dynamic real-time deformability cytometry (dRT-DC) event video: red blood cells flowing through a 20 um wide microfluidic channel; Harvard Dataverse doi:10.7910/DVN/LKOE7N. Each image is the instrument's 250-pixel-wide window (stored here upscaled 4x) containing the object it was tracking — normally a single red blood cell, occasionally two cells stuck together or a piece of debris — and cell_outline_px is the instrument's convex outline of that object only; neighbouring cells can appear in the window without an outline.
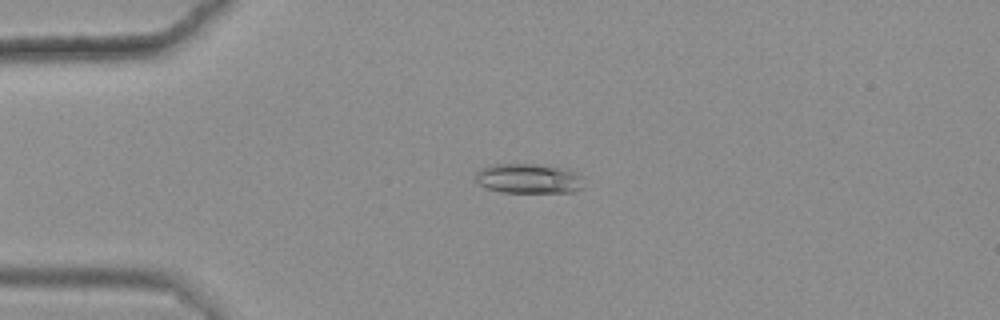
{"species": "common noctule bat (a hibernating species)", "species_latin": "Nyctalus noctula", "temperature_condition": "warm", "stored_images_in_passage": 49, "camera_frame_rate_fps": 3000, "um_per_image_px": 0.085, "animal": {"sex": "female", "body_mass_g": 25.1}, "frame": {"image": 1, "passage_image": 14, "time_ms": 4.333, "image_size_px": [1000, 320], "cell_outline_px": [[580, 188], [572, 192], [504, 192], [488, 188], [480, 184], [476, 180], [476, 172], [480, 168], [492, 164], [548, 164], [572, 172], [580, 176]], "centroid_in_image_um": [44.86, 15.16], "position_along_channel_um": 40.1, "area_um2": 18.44}}
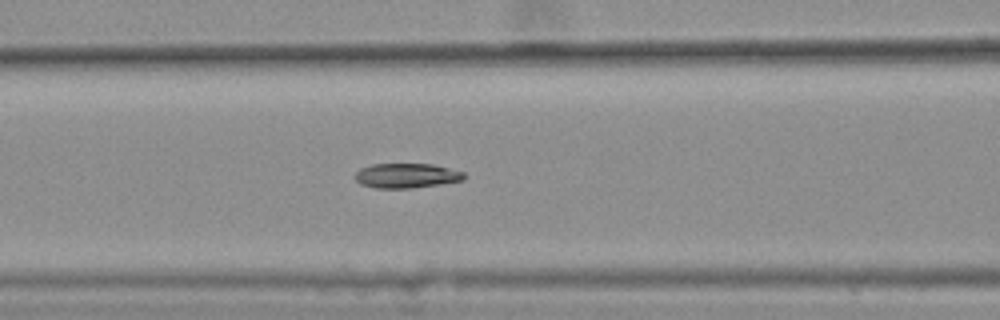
{"frame": {"image": 2, "passage_image": 24, "time_ms": 7.667, "image_size_px": [1000, 320], "cell_outline_px": [[464, 180], [440, 184], [412, 188], [372, 188], [360, 184], [352, 176], [360, 168], [372, 164], [432, 164], [464, 172]], "centroid_in_image_um": [34.5, 14.93], "position_along_channel_um": 132.1, "area_um2": 15.78}}
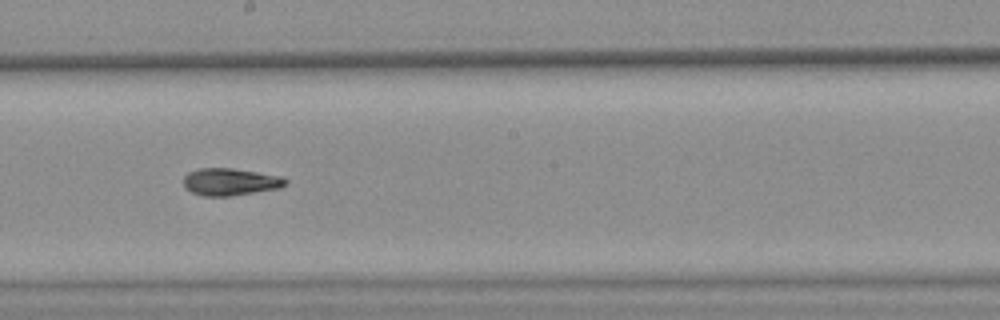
{"frame": {"image": 3, "passage_image": 32, "time_ms": 10.333, "image_size_px": [1000, 320], "cell_outline_px": [[288, 184], [280, 188], [232, 196], [204, 196], [192, 192], [184, 188], [184, 176], [188, 172], [200, 168], [232, 168], [280, 176], [288, 180]], "centroid_in_image_um": [19.57, 15.46], "position_along_channel_um": 228.6, "area_um2": 16.24}, "authors_computed_cell_mechanics": {"area_um2": 16.4152, "velocity_mm_per_s": 3.637, "shape_relaxation_time_tau1_ms": null, "shape_relaxation_time_tau2_ms": 4.7672, "deformation_change_tau1": null, "deformation_change_tau2": 0.1181}}